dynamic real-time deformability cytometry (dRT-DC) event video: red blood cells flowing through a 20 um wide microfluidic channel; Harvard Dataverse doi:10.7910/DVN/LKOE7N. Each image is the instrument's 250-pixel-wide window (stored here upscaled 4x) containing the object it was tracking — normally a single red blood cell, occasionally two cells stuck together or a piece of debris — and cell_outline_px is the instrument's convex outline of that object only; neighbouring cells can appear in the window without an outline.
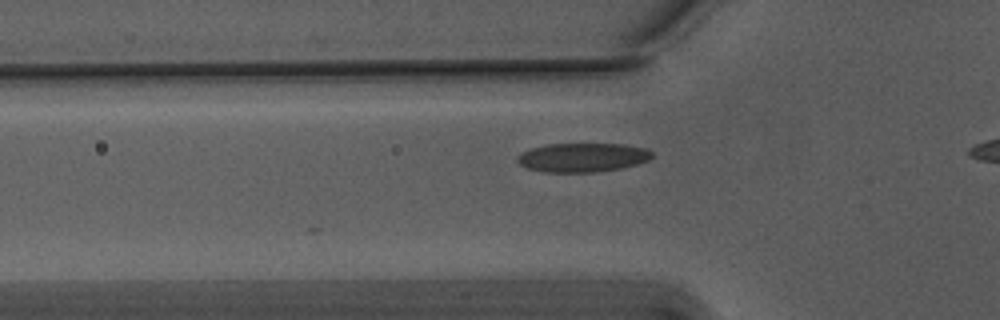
{"species": "Egyptian fruit bat (a non-hibernating species)", "species_latin": "Rousettus aegyptiacus", "temperature_condition": "warm", "stored_images_in_passage": 32, "camera_frame_rate_fps": 3000, "um_per_image_px": 0.085, "animal": {"sex": "male"}, "frame": {"image": 1, "passage_image": 5, "time_ms": 1.333, "image_size_px": [1000, 320], "cell_outline_px": [[652, 156], [648, 160], [636, 164], [620, 168], [596, 172], [544, 172], [528, 168], [520, 164], [516, 160], [516, 156], [520, 152], [532, 148], [548, 144], [624, 144], [648, 148], [652, 152]], "centroid_in_image_um": [49.5, 13.38], "position_along_channel_um": 76.3, "area_um2": 22.77}}
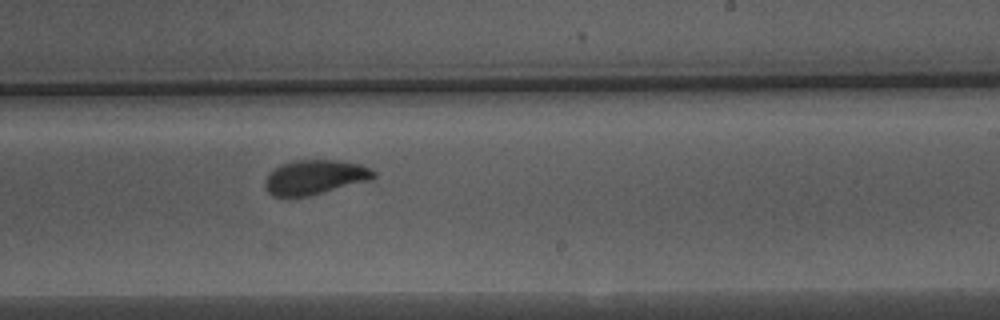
{"frame": {"image": 2, "passage_image": 20, "time_ms": 6.333, "image_size_px": [1000, 320], "cell_outline_px": [[376, 176], [372, 180], [308, 196], [288, 200], [272, 196], [264, 188], [264, 180], [280, 164], [296, 160], [336, 160], [360, 164], [372, 168], [376, 172]], "centroid_in_image_um": [26.75, 15.1], "position_along_channel_um": 262.3, "area_um2": 22.43}}
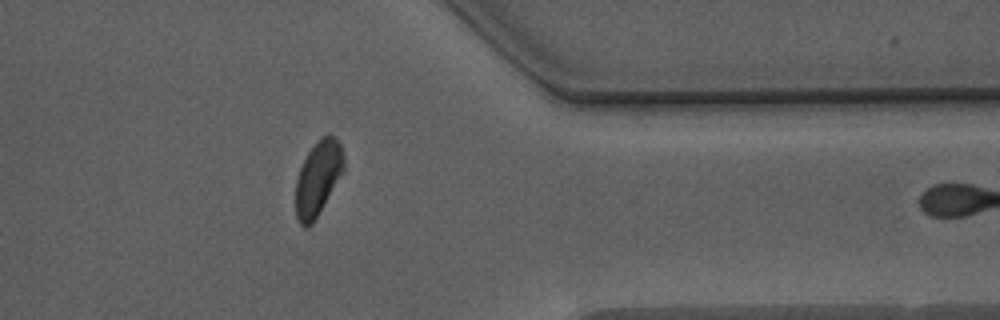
{"frame": {"image": 3, "passage_image": 31, "time_ms": 10.0, "image_size_px": [1000, 320], "cell_outline_px": [[344, 172], [312, 224], [308, 228], [304, 228], [300, 224], [296, 216], [296, 180], [300, 168], [308, 152], [324, 136], [332, 136], [340, 144], [344, 156]], "centroid_in_image_um": [27.03, 15.2], "position_along_channel_um": 384.4, "area_um2": 20.58}}